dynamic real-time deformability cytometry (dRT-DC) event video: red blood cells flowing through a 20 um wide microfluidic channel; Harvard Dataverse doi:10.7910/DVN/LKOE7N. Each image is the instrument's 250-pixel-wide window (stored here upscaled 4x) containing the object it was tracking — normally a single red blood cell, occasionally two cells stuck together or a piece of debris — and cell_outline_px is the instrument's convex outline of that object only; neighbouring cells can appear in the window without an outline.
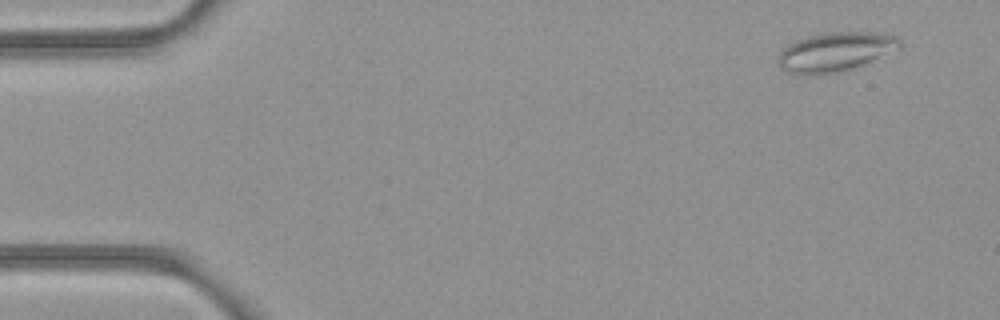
{"species": "common noctule bat (a hibernating species)", "species_latin": "Nyctalus noctula", "temperature_condition": "room temperature", "stored_images_in_passage": 52, "camera_frame_rate_fps": 3000, "um_per_image_px": 0.085, "animal": {"sex": "female", "body_mass_g": 21.9}, "frame": {"image": 1, "passage_image": 4, "time_ms": 1.0, "image_size_px": [1000, 320], "cell_outline_px": [[900, 48], [852, 68], [836, 72], [816, 76], [804, 76], [788, 72], [780, 68], [776, 56], [780, 48], [796, 40], [808, 36], [824, 32], [884, 32], [896, 36], [900, 40]], "centroid_in_image_um": [70.92, 4.4], "position_along_channel_um": 14.1, "area_um2": 28.15}}
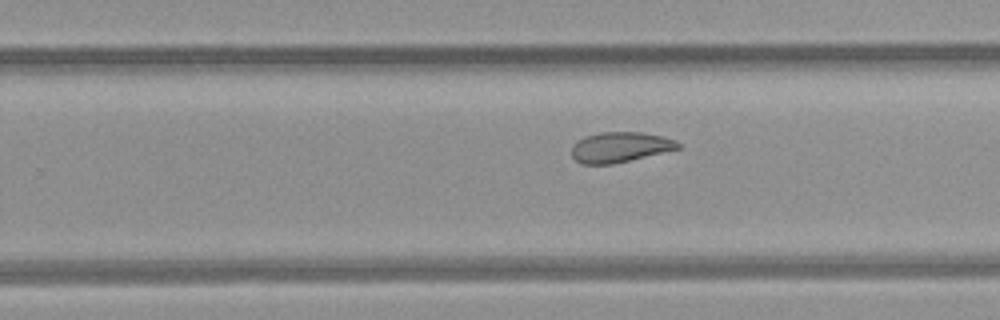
{"frame": {"image": 2, "passage_image": 33, "time_ms": 10.667, "image_size_px": [1000, 320], "cell_outline_px": [[680, 148], [612, 164], [580, 164], [572, 156], [572, 144], [576, 140], [584, 136], [600, 132], [640, 132], [660, 136], [676, 140], [680, 144]], "centroid_in_image_um": [52.64, 12.5], "position_along_channel_um": 277.2, "area_um2": 18.67}}
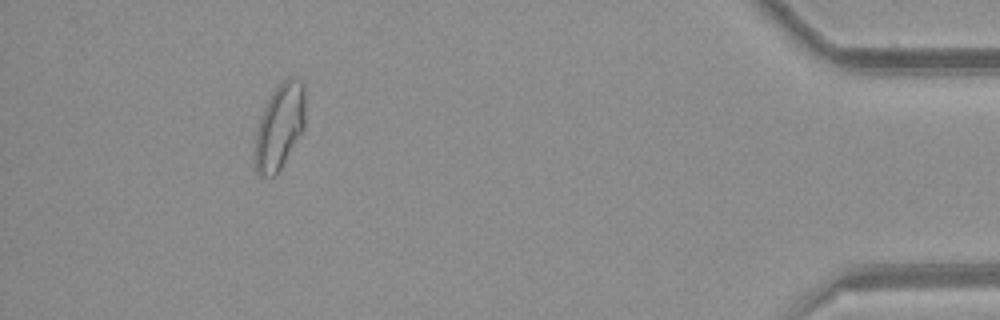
{"frame": {"image": 3, "passage_image": 48, "time_ms": 15.667, "image_size_px": [1000, 320], "cell_outline_px": [[304, 128], [276, 176], [260, 176], [256, 172], [252, 160], [252, 148], [256, 128], [260, 116], [272, 92], [288, 76], [292, 76], [300, 80], [304, 84]], "centroid_in_image_um": [23.71, 10.81], "position_along_channel_um": 411.5, "area_um2": 25.61}, "authors_computed_cell_mechanics": {"area_um2": 23.5246, "velocity_mm_per_s": 3.9877, "shape_relaxation_time_tau1_ms": null, "shape_relaxation_time_tau2_ms": 3.0709, "deformation_change_tau1": null, "deformation_change_tau2": 0.0869}}